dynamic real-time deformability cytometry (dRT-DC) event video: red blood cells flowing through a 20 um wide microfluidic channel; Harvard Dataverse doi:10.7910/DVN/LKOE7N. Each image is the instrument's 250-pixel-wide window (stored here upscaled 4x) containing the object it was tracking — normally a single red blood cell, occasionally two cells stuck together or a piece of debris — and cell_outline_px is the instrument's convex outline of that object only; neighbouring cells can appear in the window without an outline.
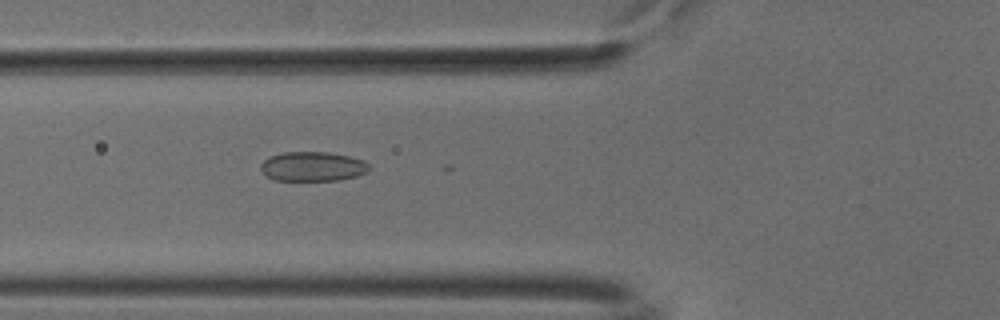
{"species": "common noctule bat (a hibernating species)", "species_latin": "Nyctalus noctula", "temperature_condition": "cold", "stored_images_in_passage": 53, "camera_frame_rate_fps": 3000, "um_per_image_px": 0.085, "animal": {"sex": "male", "body_mass_g": 18.8}, "frame": {"image": 1, "passage_image": 20, "time_ms": 6.333, "image_size_px": [1000, 320], "cell_outline_px": [[368, 172], [356, 176], [340, 180], [276, 180], [264, 176], [260, 168], [260, 164], [268, 156], [284, 152], [328, 152], [352, 156], [364, 160], [368, 164]], "centroid_in_image_um": [26.56, 14.14], "position_along_channel_um": 99.2, "area_um2": 18.84}}
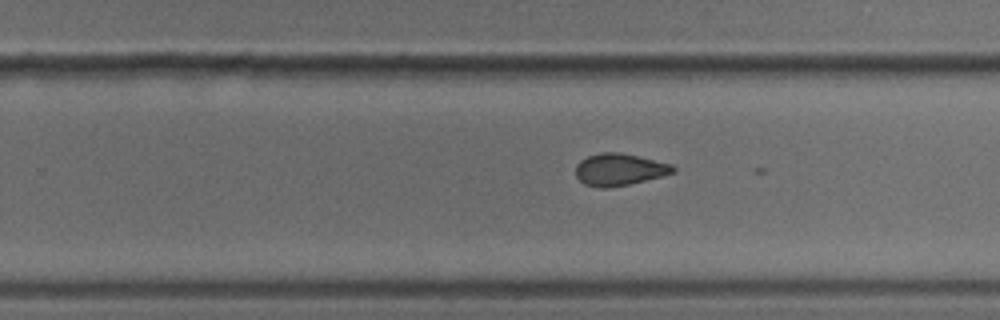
{"frame": {"image": 2, "passage_image": 34, "time_ms": 11.0, "image_size_px": [1000, 320], "cell_outline_px": [[676, 172], [612, 188], [600, 188], [584, 184], [576, 176], [576, 164], [580, 160], [588, 156], [600, 152], [620, 152], [672, 164], [676, 168]], "centroid_in_image_um": [52.62, 14.41], "position_along_channel_um": 277.2, "area_um2": 18.15}}
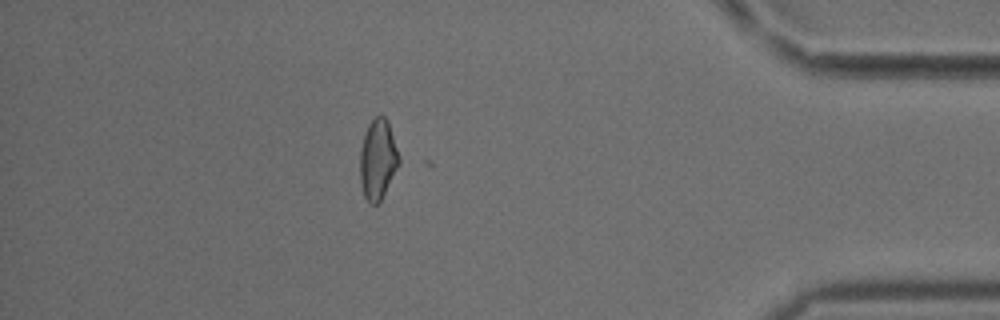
{"frame": {"image": 3, "passage_image": 47, "time_ms": 15.333, "image_size_px": [1000, 320], "cell_outline_px": [[400, 164], [380, 200], [376, 204], [372, 204], [364, 196], [360, 180], [360, 148], [368, 124], [376, 116], [384, 116], [388, 120], [400, 156]], "centroid_in_image_um": [32.12, 13.52], "position_along_channel_um": 403.1, "area_um2": 18.15}, "authors_computed_cell_mechanics": {"area_um2": 18.5538, "velocity_mm_per_s": 3.7929, "shape_relaxation_time_tau1_ms": 1.2035, "shape_relaxation_time_tau2_ms": 4.3327, "deformation_change_tau1": 0.2599, "deformation_change_tau2": 0.0964}}